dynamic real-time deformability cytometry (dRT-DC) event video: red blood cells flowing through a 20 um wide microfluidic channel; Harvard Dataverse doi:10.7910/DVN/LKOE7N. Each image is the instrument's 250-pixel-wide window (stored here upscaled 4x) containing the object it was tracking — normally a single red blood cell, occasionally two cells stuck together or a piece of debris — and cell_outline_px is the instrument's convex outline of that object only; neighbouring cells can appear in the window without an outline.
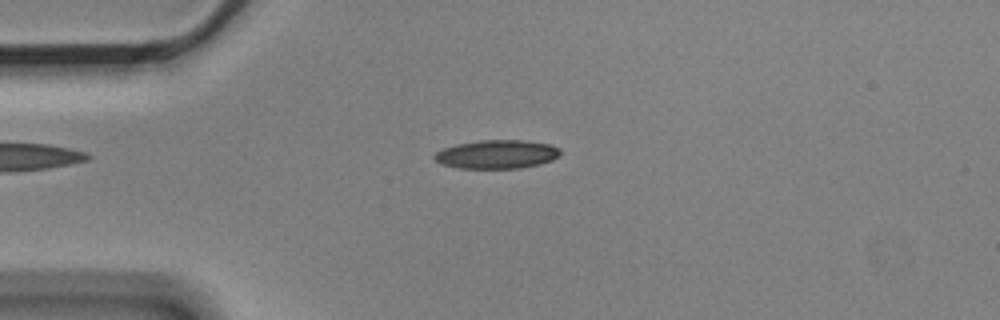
{"species": "Egyptian fruit bat (a non-hibernating species)", "species_latin": "Rousettus aegyptiacus", "temperature_condition": "cold", "stored_images_in_passage": 7, "camera_frame_rate_fps": 3000, "um_per_image_px": 0.085, "animal": {"sex": "male"}, "frame": {"image": 1, "passage_image": 3, "time_ms": 0.667, "image_size_px": [1000, 320], "cell_outline_px": [[560, 156], [552, 160], [540, 164], [520, 168], [460, 168], [440, 164], [432, 156], [436, 152], [444, 148], [456, 144], [480, 140], [524, 140], [552, 144], [560, 148]], "centroid_in_image_um": [42.25, 13.11], "position_along_channel_um": 42.7, "area_um2": 21.15}}
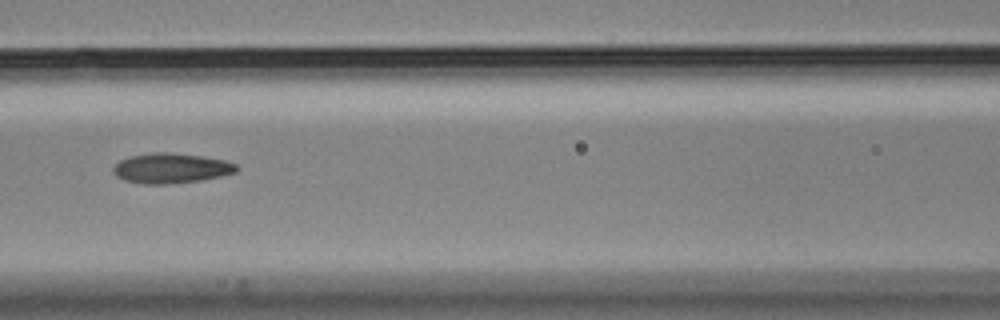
{"frame": {"image": 2, "passage_image": 6, "time_ms": 1.667, "image_size_px": [1000, 320], "cell_outline_px": [[240, 168], [236, 172], [220, 176], [200, 180], [164, 184], [144, 184], [124, 180], [116, 176], [112, 172], [112, 168], [120, 160], [132, 156], [152, 152], [172, 152], [200, 156], [224, 160], [236, 164]], "centroid_in_image_um": [14.53, 14.29], "position_along_channel_um": 152.1, "area_um2": 21.5}}
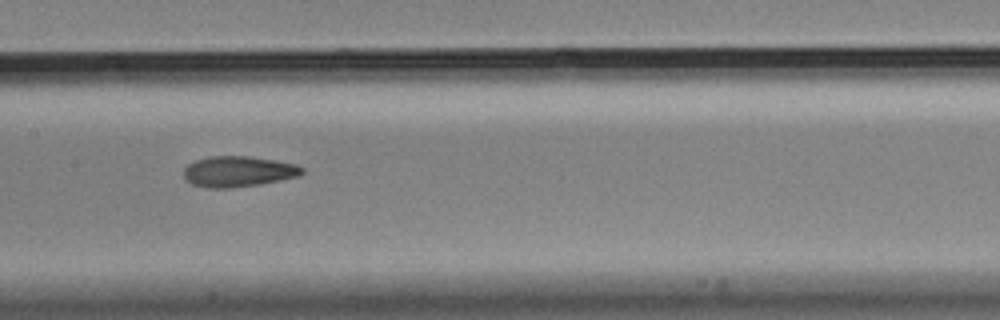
{"frame": {"image": 3, "passage_image": 7, "time_ms": 2.0, "image_size_px": [1000, 320], "cell_outline_px": [[304, 172], [300, 176], [260, 184], [232, 188], [208, 188], [192, 184], [184, 180], [184, 168], [188, 164], [196, 160], [208, 156], [248, 156], [296, 164], [304, 168]], "centroid_in_image_um": [20.23, 14.58], "position_along_channel_um": 187.2, "area_um2": 21.27}}